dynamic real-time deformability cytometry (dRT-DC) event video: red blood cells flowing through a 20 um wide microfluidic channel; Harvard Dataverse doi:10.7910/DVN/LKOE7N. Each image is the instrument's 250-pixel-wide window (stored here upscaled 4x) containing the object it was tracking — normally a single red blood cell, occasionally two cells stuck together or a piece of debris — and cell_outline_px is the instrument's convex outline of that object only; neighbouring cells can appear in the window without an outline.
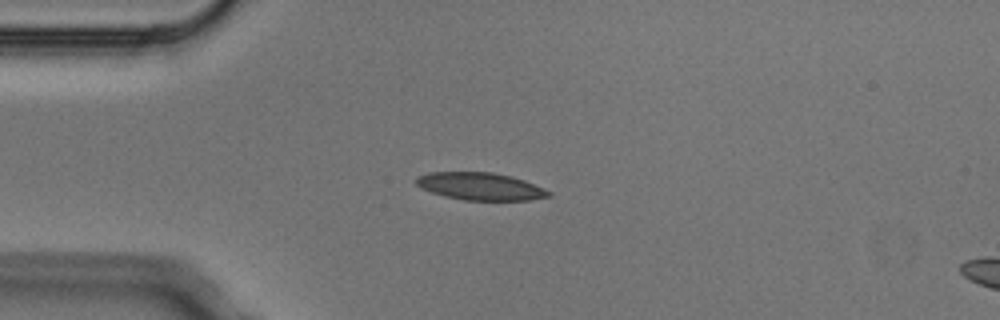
{"species": "Egyptian fruit bat (a non-hibernating species)", "species_latin": "Rousettus aegyptiacus", "temperature_condition": "cold", "stored_images_in_passage": 4, "camera_frame_rate_fps": 3000, "um_per_image_px": 0.085, "animal": {"sex": "male"}, "frame": {"image": 1, "passage_image": 2, "time_ms": 0.333, "image_size_px": [1000, 320], "cell_outline_px": [[552, 196], [528, 200], [464, 200], [444, 196], [420, 188], [416, 184], [416, 176], [428, 172], [492, 172], [512, 176], [524, 180], [544, 188], [552, 192]], "centroid_in_image_um": [40.83, 15.83], "position_along_channel_um": 44.2, "area_um2": 21.33}}
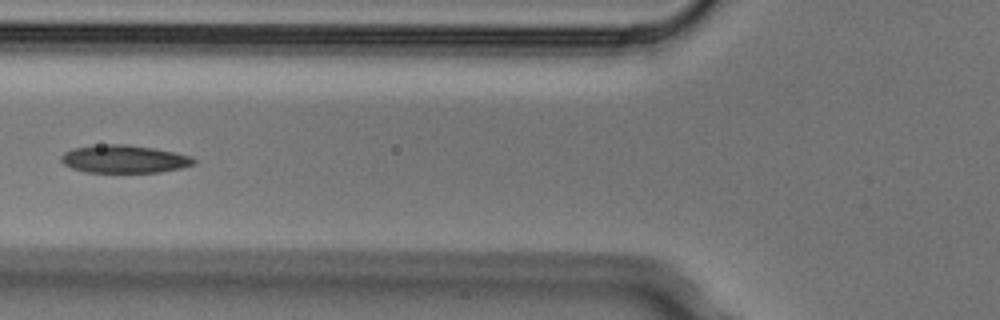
{"frame": {"image": 2, "passage_image": 4, "time_ms": 1.0, "image_size_px": [1000, 320], "cell_outline_px": [[196, 164], [180, 168], [160, 172], [84, 172], [72, 168], [64, 164], [60, 160], [60, 156], [64, 152], [72, 148], [108, 144], [124, 144], [152, 148], [192, 156], [196, 160]], "centroid_in_image_um": [10.54, 13.52], "position_along_channel_um": 115.3, "area_um2": 21.44}}